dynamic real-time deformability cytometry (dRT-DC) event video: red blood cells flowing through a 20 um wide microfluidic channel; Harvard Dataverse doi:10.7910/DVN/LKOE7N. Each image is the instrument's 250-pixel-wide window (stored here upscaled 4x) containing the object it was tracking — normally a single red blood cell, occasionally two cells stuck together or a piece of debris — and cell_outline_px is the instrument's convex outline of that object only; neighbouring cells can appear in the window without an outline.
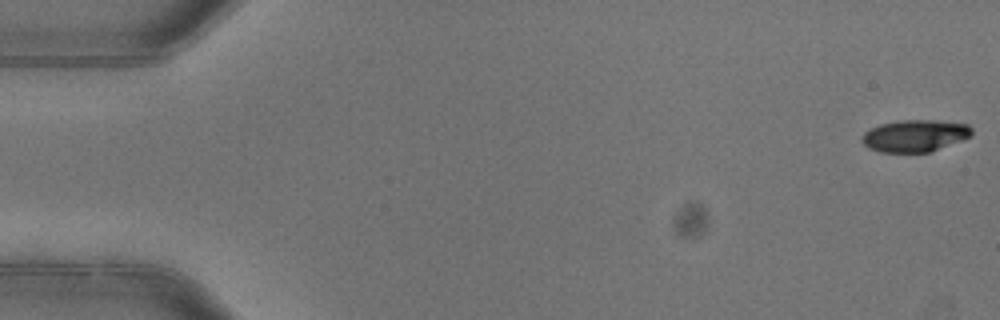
{"species": "common noctule bat (a hibernating species)", "species_latin": "Nyctalus noctula", "temperature_condition": "warm", "stored_images_in_passage": 5, "camera_frame_rate_fps": 3000, "um_per_image_px": 0.085, "animal": {"sex": "female"}, "frame": {"image": 1, "passage_image": 1, "time_ms": 0.0, "image_size_px": [1000, 320], "cell_outline_px": [[972, 136], [932, 152], [880, 152], [868, 148], [860, 140], [864, 132], [880, 124], [900, 120], [936, 120], [968, 124], [972, 128]], "centroid_in_image_um": [77.78, 11.54], "position_along_channel_um": 7.2, "area_um2": 20.63}}
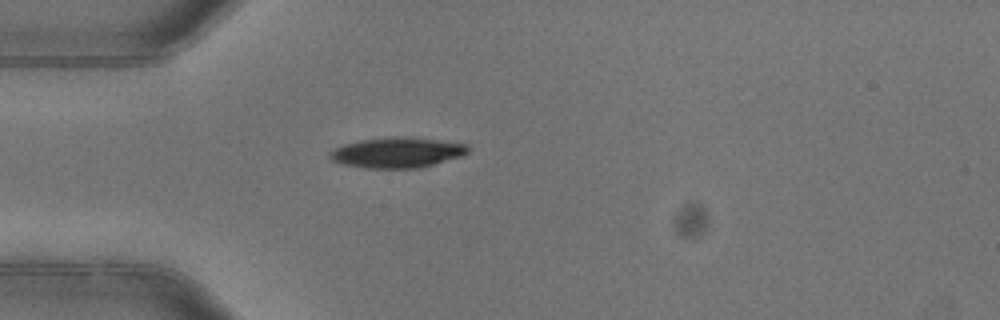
{"frame": {"image": 2, "passage_image": 5, "time_ms": 1.333, "image_size_px": [1000, 320], "cell_outline_px": [[468, 152], [464, 156], [416, 168], [364, 168], [344, 164], [332, 160], [328, 156], [328, 152], [344, 144], [360, 140], [392, 136], [400, 136], [440, 140], [468, 144]], "centroid_in_image_um": [33.76, 12.96], "position_along_channel_um": 51.2, "area_um2": 24.45}}